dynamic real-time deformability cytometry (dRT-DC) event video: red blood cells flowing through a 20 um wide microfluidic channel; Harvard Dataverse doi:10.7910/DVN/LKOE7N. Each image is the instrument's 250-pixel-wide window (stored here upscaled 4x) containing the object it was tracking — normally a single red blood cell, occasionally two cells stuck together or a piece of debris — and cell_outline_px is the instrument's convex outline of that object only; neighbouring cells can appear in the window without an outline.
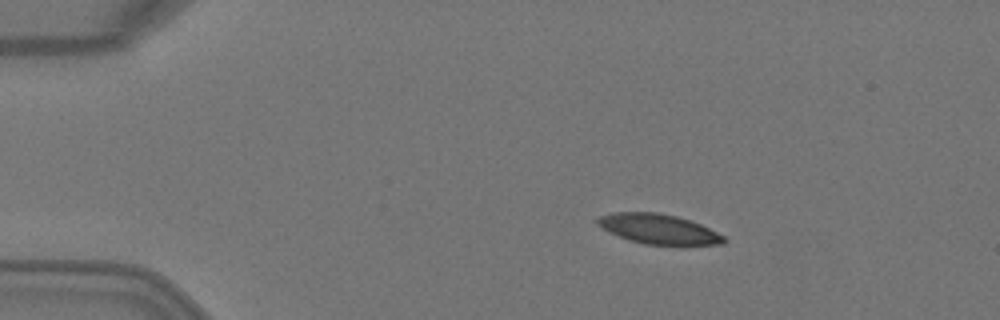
{"species": "Egyptian fruit bat (a non-hibernating species)", "species_latin": "Rousettus aegyptiacus", "temperature_condition": "warm", "stored_images_in_passage": 2, "camera_frame_rate_fps": 3000, "um_per_image_px": 0.085, "animal": {"sex": "female"}, "frame": {"image": 1, "passage_image": 1, "time_ms": 0.0, "image_size_px": [1000, 320], "cell_outline_px": [[728, 240], [724, 244], [680, 248], [644, 244], [628, 240], [608, 232], [596, 224], [592, 220], [600, 216], [612, 212], [656, 212], [676, 216], [700, 224], [724, 236]], "centroid_in_image_um": [56.0, 19.52], "position_along_channel_um": 29.0, "area_um2": 23.06}}